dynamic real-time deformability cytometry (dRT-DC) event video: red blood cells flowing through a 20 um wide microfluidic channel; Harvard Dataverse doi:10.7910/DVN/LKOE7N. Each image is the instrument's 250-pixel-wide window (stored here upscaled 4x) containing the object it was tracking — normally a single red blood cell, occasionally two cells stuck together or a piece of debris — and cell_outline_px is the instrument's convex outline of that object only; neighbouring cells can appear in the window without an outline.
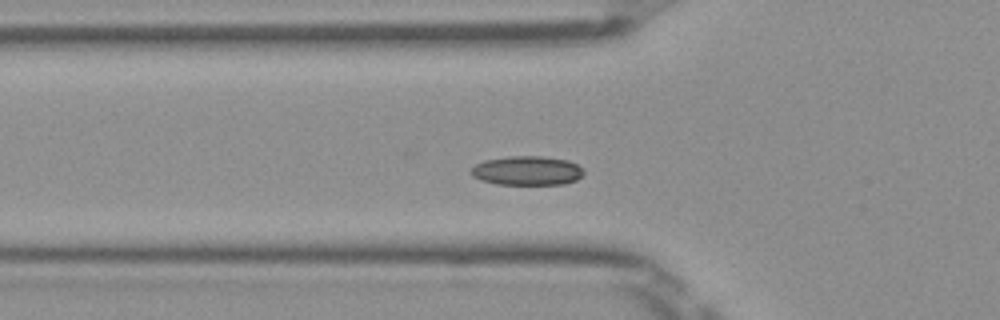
{"species": "Egyptian fruit bat (a non-hibernating species)", "species_latin": "Rousettus aegyptiacus", "temperature_condition": "room temperature", "stored_images_in_passage": 41, "camera_frame_rate_fps": 3000, "um_per_image_px": 0.085, "frame": {"image": 1, "passage_image": 6, "time_ms": 1.667, "image_size_px": [1000, 320], "cell_outline_px": [[584, 172], [576, 180], [564, 184], [496, 184], [480, 180], [472, 176], [472, 168], [476, 164], [484, 160], [508, 156], [544, 156], [568, 160], [584, 168]], "centroid_in_image_um": [44.81, 14.5], "position_along_channel_um": 81.0, "area_um2": 19.19}}
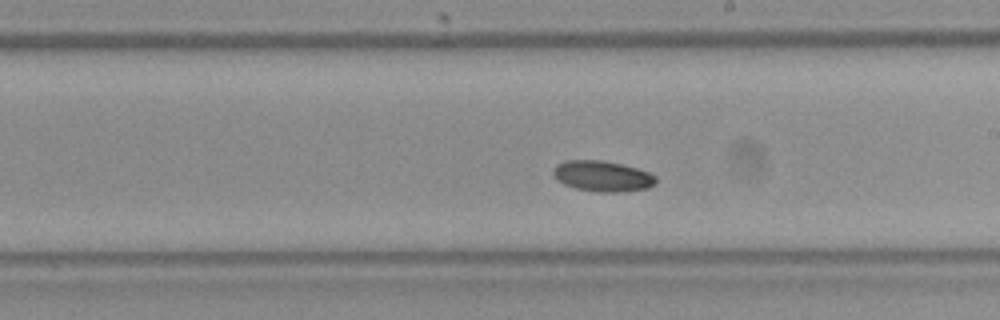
{"frame": {"image": 2, "passage_image": 18, "time_ms": 5.667, "image_size_px": [1000, 320], "cell_outline_px": [[656, 184], [648, 188], [620, 192], [600, 192], [576, 188], [564, 184], [556, 180], [552, 172], [556, 164], [564, 160], [600, 160], [620, 164], [636, 168], [648, 172], [656, 176]], "centroid_in_image_um": [51.19, 14.97], "position_along_channel_um": 237.8, "area_um2": 18.38}}
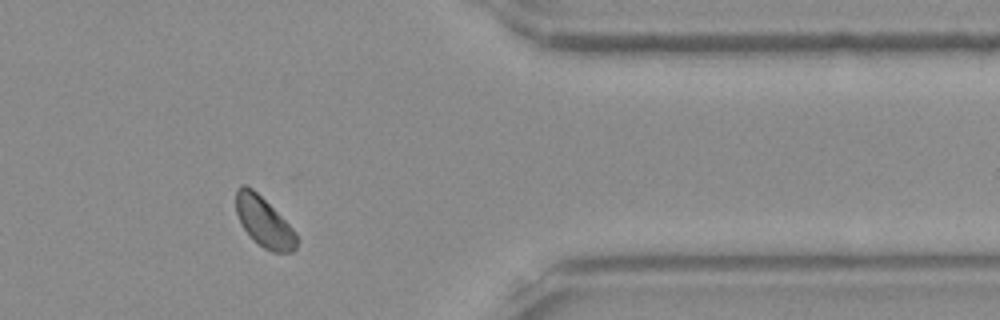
{"frame": {"image": 3, "passage_image": 31, "time_ms": 10.0, "image_size_px": [1000, 320], "cell_outline_px": [[296, 248], [292, 252], [272, 252], [264, 248], [244, 228], [236, 212], [236, 188], [240, 184], [244, 184], [252, 188], [292, 228], [296, 236]], "centroid_in_image_um": [22.41, 18.84], "position_along_channel_um": 389.0, "area_um2": 16.94}, "authors_computed_cell_mechanics": {"area_um2": 17.8024, "velocity_mm_per_s": 3.9118, "shape_relaxation_time_tau1_ms": 8.546, "shape_relaxation_time_tau2_ms": null, "deformation_change_tau1": 0.0626, "deformation_change_tau2": null}}